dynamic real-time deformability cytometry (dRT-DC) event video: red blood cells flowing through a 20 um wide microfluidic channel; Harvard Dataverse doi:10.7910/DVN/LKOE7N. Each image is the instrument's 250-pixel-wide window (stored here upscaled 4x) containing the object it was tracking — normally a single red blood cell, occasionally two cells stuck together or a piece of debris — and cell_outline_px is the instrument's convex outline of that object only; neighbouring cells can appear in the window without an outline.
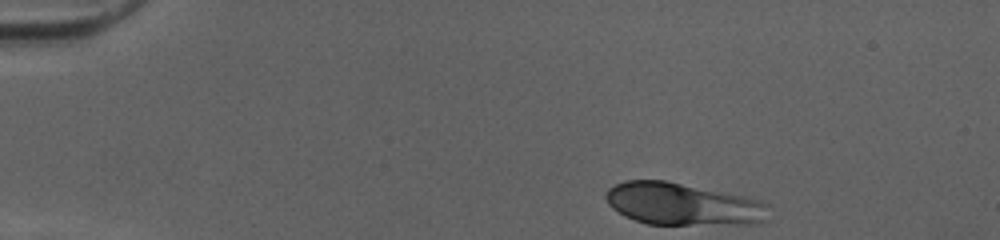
{"species": "human", "species_latin": "Homo sapiens", "temperature_condition": "cold", "stored_images_in_passage": 37, "camera_frame_rate_fps": 3000, "um_per_image_px": 0.085, "donor": {"sex": "female"}, "frame": {"image": 1, "passage_image": 1, "time_ms": 0.0, "image_size_px": [1000, 240], "cell_outline_px": [[768, 220], [760, 224], [648, 224], [624, 216], [612, 208], [608, 204], [604, 196], [608, 188], [624, 180], [664, 180], [744, 196], [760, 200], [768, 204]], "centroid_in_image_um": [58.04, 17.35], "position_along_channel_um": 27.0, "area_um2": 40.29}}
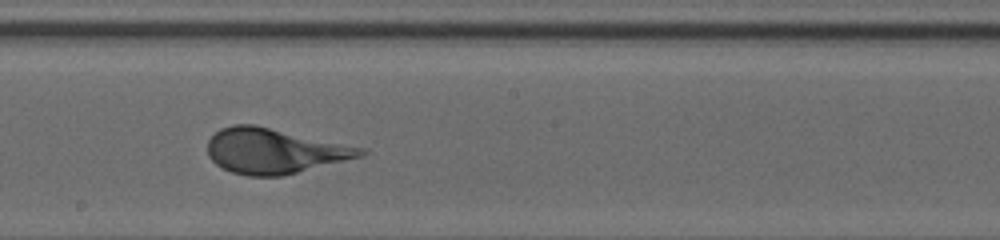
{"frame": {"image": 2, "passage_image": 22, "time_ms": 7.0, "image_size_px": [1000, 240], "cell_outline_px": [[368, 152], [364, 156], [284, 176], [248, 176], [232, 172], [216, 164], [208, 156], [208, 140], [220, 128], [232, 124], [256, 124], [364, 148]], "centroid_in_image_um": [23.33, 12.83], "position_along_channel_um": 224.9, "area_um2": 40.46}}
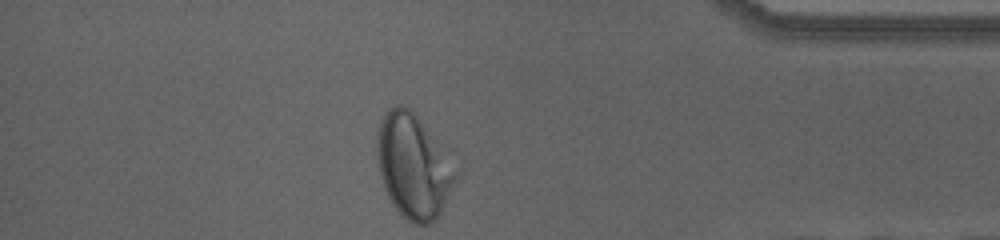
{"frame": {"image": 3, "passage_image": 37, "time_ms": 12.0, "image_size_px": [1000, 240], "cell_outline_px": [[460, 172], [436, 220], [428, 224], [412, 224], [392, 204], [388, 196], [380, 172], [380, 120], [384, 112], [388, 108], [396, 104], [404, 104], [412, 108]], "centroid_in_image_um": [35.18, 14.11], "position_along_channel_um": 400.0, "area_um2": 46.7}}